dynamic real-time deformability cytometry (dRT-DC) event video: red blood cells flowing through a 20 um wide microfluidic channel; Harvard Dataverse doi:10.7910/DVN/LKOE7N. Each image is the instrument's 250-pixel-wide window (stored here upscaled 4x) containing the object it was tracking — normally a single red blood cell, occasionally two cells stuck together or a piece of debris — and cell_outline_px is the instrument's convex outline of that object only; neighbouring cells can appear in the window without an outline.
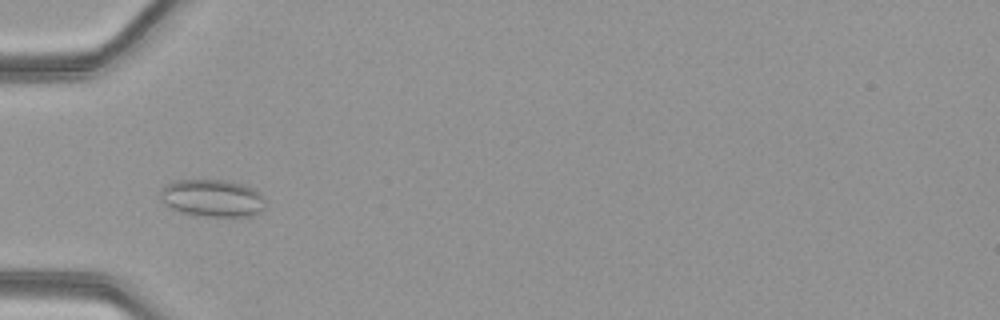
{"species": "common noctule bat (a hibernating species)", "species_latin": "Nyctalus noctula", "temperature_condition": "warm", "stored_images_in_passage": 47, "camera_frame_rate_fps": 3000, "um_per_image_px": 0.085, "animal": {"sex": "female", "body_mass_g": 21.9}, "frame": {"image": 1, "passage_image": 14, "time_ms": 4.333, "image_size_px": [1000, 320], "cell_outline_px": [[264, 208], [260, 212], [252, 216], [204, 216], [184, 212], [172, 208], [164, 204], [160, 200], [160, 188], [164, 184], [172, 180], [224, 180], [244, 184], [260, 192], [264, 200]], "centroid_in_image_um": [18.02, 16.82], "position_along_channel_um": 67.0, "area_um2": 23.0}}
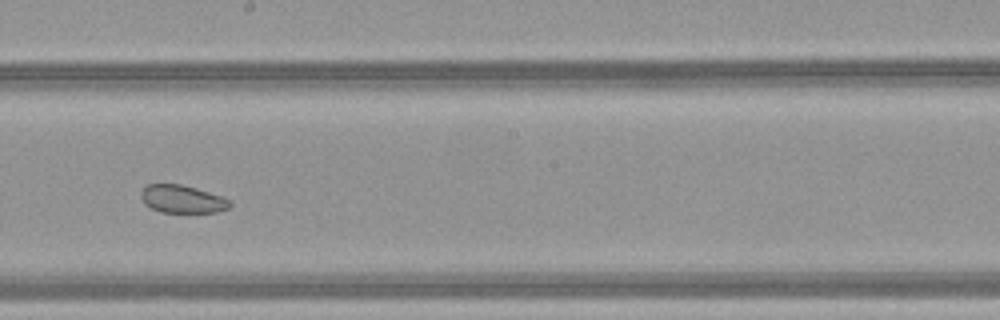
{"frame": {"image": 2, "passage_image": 26, "time_ms": 8.333, "image_size_px": [1000, 320], "cell_outline_px": [[232, 204], [228, 208], [216, 212], [160, 212], [144, 204], [140, 196], [140, 192], [148, 184], [180, 184], [196, 188], [232, 200]], "centroid_in_image_um": [15.48, 16.92], "position_along_channel_um": 232.7, "area_um2": 14.39}}
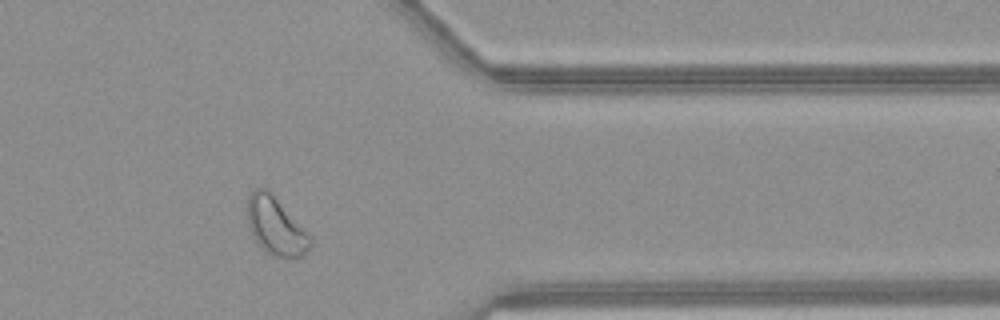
{"frame": {"image": 3, "passage_image": 38, "time_ms": 12.333, "image_size_px": [1000, 320], "cell_outline_px": [[312, 244], [304, 256], [272, 256], [256, 240], [248, 224], [248, 196], [256, 188], [264, 188], [312, 236]], "centroid_in_image_um": [23.46, 19.25], "position_along_channel_um": 387.9, "area_um2": 20.23}, "authors_computed_cell_mechanics": {"area_um2": 21.675, "velocity_mm_per_s": 4.1668, "shape_relaxation_time_tau1_ms": null, "shape_relaxation_time_tau2_ms": 3.3042, "deformation_change_tau1": null, "deformation_change_tau2": 0.0768}}